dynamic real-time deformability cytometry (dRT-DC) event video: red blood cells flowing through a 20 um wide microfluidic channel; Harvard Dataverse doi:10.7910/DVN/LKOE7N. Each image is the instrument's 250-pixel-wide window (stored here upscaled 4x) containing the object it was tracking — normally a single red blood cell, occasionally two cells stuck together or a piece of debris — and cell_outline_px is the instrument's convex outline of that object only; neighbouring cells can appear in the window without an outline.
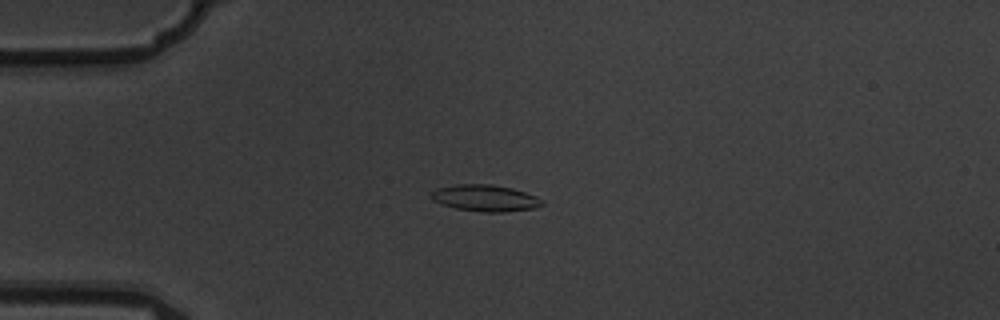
{"species": "common noctule bat (a hibernating species)", "species_latin": "Nyctalus noctula", "temperature_condition": "warm", "stored_images_in_passage": 7, "camera_frame_rate_fps": 3000, "um_per_image_px": 0.085, "animal": {"sex": "male", "body_mass_g": 19.5, "forearm_length_mm": 54.6}, "frame": {"image": 1, "passage_image": 2, "time_ms": 0.333, "image_size_px": [1000, 320], "cell_outline_px": [[544, 204], [536, 208], [504, 212], [484, 212], [456, 208], [440, 204], [432, 200], [432, 192], [436, 188], [456, 184], [492, 184], [512, 188], [536, 196], [544, 200]], "centroid_in_image_um": [41.26, 16.83], "position_along_channel_um": 43.7, "area_um2": 17.22}}
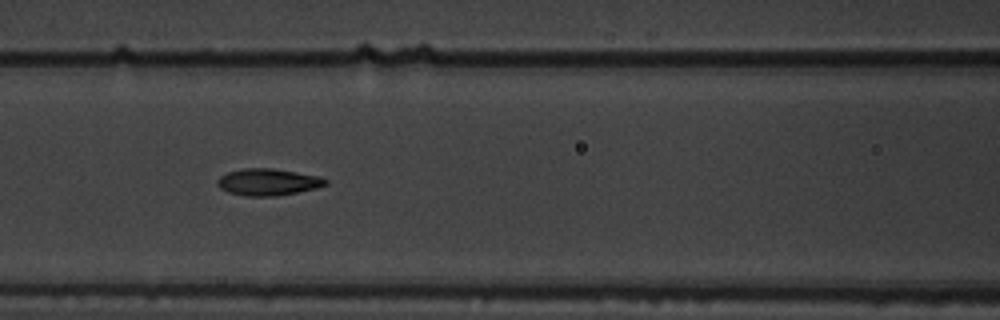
{"frame": {"image": 2, "passage_image": 5, "time_ms": 1.333, "image_size_px": [1000, 320], "cell_outline_px": [[328, 184], [316, 188], [276, 196], [244, 196], [228, 192], [220, 188], [216, 184], [216, 180], [220, 176], [228, 172], [244, 168], [272, 168], [320, 176], [328, 180]], "centroid_in_image_um": [22.76, 15.47], "position_along_channel_um": 143.8, "area_um2": 16.94}}
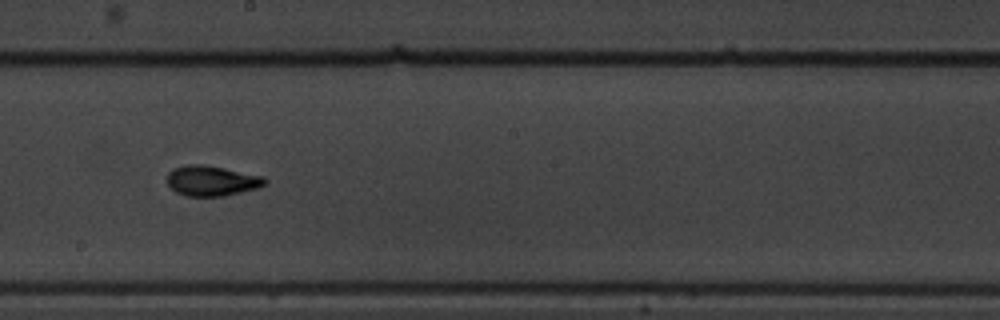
{"frame": {"image": 3, "passage_image": 7, "time_ms": 2.0, "image_size_px": [1000, 320], "cell_outline_px": [[268, 180], [264, 184], [256, 188], [224, 196], [188, 196], [176, 192], [168, 184], [168, 172], [172, 168], [188, 164], [204, 164], [264, 176]], "centroid_in_image_um": [17.98, 15.35], "position_along_channel_um": 230.2, "area_um2": 17.17}}